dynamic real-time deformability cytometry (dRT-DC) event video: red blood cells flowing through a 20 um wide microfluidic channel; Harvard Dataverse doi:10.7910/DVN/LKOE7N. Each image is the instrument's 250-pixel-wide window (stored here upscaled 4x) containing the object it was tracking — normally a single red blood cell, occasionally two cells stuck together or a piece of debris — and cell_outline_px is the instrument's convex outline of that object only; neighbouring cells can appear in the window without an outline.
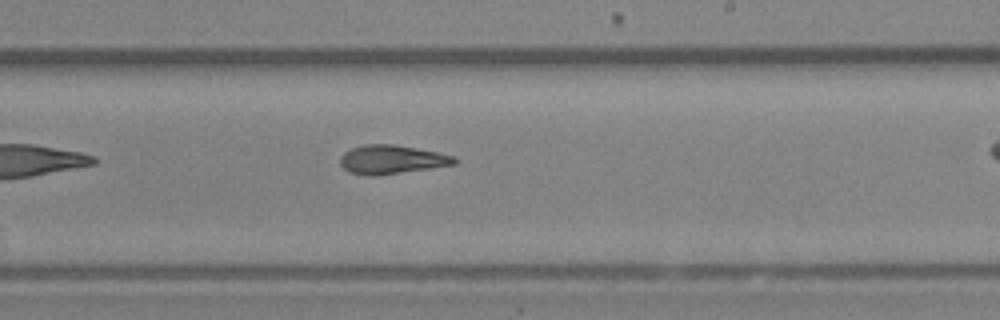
{"species": "Egyptian fruit bat (a non-hibernating species)", "species_latin": "Rousettus aegyptiacus", "temperature_condition": "room temperature", "stored_images_in_passage": 24, "camera_frame_rate_fps": 3000, "um_per_image_px": 0.085, "animal": {"sex": "female"}, "frame": {"image": 1, "passage_image": 14, "time_ms": 4.333, "image_size_px": [1000, 320], "cell_outline_px": [[456, 164], [432, 168], [376, 176], [372, 176], [348, 172], [340, 164], [340, 156], [344, 152], [352, 148], [364, 144], [396, 144], [436, 152], [452, 156], [456, 160]], "centroid_in_image_um": [33.25, 13.56], "position_along_channel_um": 255.7, "area_um2": 19.13}}
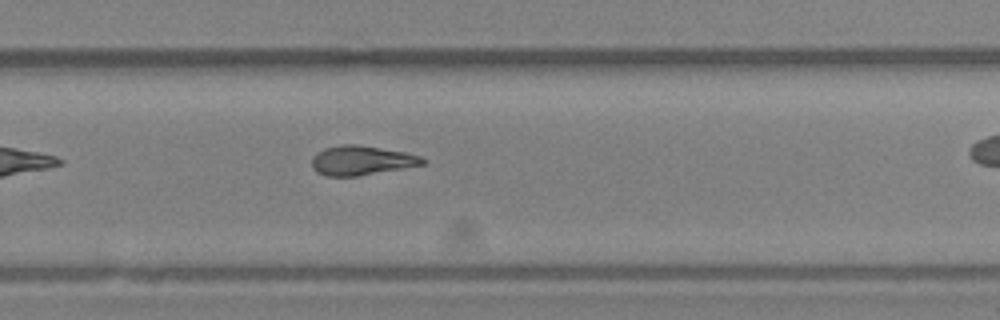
{"frame": {"image": 2, "passage_image": 17, "time_ms": 5.333, "image_size_px": [1000, 320], "cell_outline_px": [[428, 160], [424, 164], [404, 168], [356, 176], [328, 176], [316, 172], [312, 168], [312, 156], [316, 152], [324, 148], [344, 144], [360, 144], [404, 152], [420, 156]], "centroid_in_image_um": [30.71, 13.63], "position_along_channel_um": 299.1, "area_um2": 19.07}}